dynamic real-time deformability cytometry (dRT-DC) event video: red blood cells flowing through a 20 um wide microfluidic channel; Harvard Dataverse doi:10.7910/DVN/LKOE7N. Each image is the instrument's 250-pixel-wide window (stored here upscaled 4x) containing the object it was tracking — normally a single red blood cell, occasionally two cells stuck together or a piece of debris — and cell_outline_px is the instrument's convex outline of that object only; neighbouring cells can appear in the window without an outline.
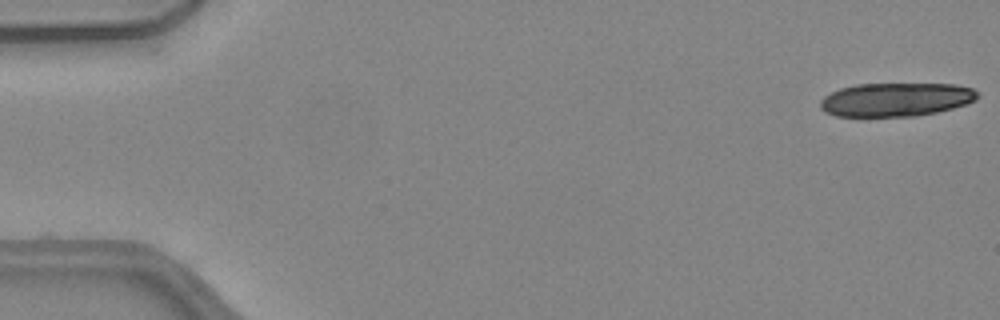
{"species": "common noctule bat (a hibernating species)", "species_latin": "Nyctalus noctula", "temperature_condition": "warm", "stored_images_in_passage": 17, "camera_frame_rate_fps": 3000, "um_per_image_px": 0.085, "animal": {"sex": "female", "body_mass_g": 24.6, "forearm_length_mm": 56.2}, "frame": {"image": 1, "passage_image": 1, "time_ms": 0.0, "image_size_px": [1000, 320], "cell_outline_px": [[980, 96], [976, 100], [968, 104], [936, 112], [912, 116], [836, 116], [824, 112], [820, 108], [820, 100], [824, 96], [840, 88], [856, 84], [952, 84], [972, 88]], "centroid_in_image_um": [76.14, 8.46], "position_along_channel_um": 8.9, "area_um2": 30.81}}